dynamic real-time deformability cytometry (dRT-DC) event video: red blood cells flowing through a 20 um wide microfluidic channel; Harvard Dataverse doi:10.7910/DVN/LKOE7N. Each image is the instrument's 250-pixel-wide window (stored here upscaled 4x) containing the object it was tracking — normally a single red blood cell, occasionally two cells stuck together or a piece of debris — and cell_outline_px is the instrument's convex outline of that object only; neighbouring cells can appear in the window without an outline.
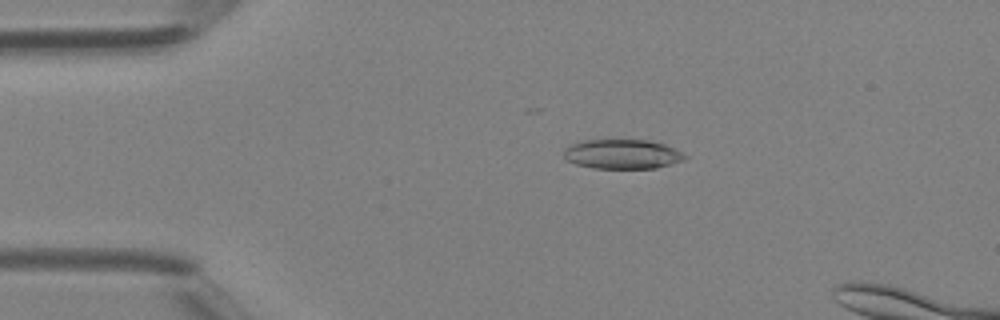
{"species": "Egyptian fruit bat (a non-hibernating species)", "species_latin": "Rousettus aegyptiacus", "temperature_condition": "room temperature", "stored_images_in_passage": 41, "camera_frame_rate_fps": 3000, "um_per_image_px": 0.085, "animal": {"sex": "female"}, "frame": {"image": 1, "passage_image": 9, "time_ms": 2.667, "image_size_px": [1000, 320], "cell_outline_px": [[688, 156], [684, 160], [656, 168], [592, 168], [576, 164], [568, 160], [564, 156], [564, 148], [568, 144], [584, 140], [648, 140], [664, 144], [676, 148]], "centroid_in_image_um": [52.9, 13.09], "position_along_channel_um": 32.1, "area_um2": 20.92}}
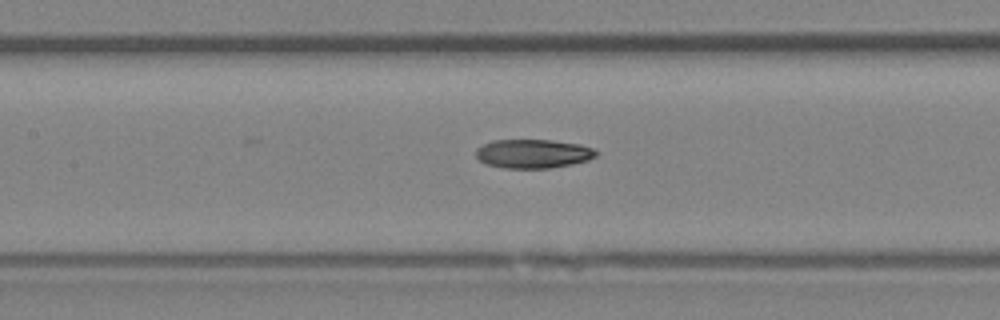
{"frame": {"image": 2, "passage_image": 20, "time_ms": 6.333, "image_size_px": [1000, 320], "cell_outline_px": [[600, 152], [596, 156], [588, 160], [572, 164], [548, 168], [504, 168], [484, 164], [476, 156], [476, 148], [492, 140], [552, 140], [580, 144], [592, 148]], "centroid_in_image_um": [45.31, 13.06], "position_along_channel_um": 162.1, "area_um2": 20.35}}
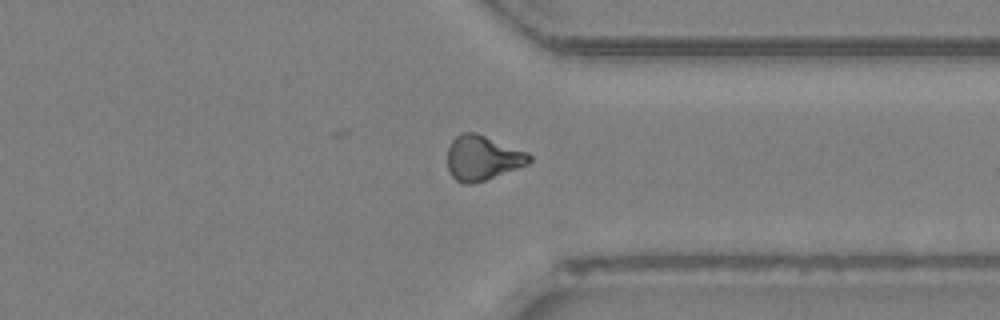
{"frame": {"image": 3, "passage_image": 33, "time_ms": 10.667, "image_size_px": [1000, 320], "cell_outline_px": [[532, 160], [528, 164], [484, 180], [472, 184], [464, 184], [456, 180], [452, 176], [448, 168], [448, 148], [452, 140], [456, 136], [464, 132], [472, 132], [484, 136], [528, 152], [532, 156]], "centroid_in_image_um": [41.01, 13.43], "position_along_channel_um": 370.4, "area_um2": 21.04}}